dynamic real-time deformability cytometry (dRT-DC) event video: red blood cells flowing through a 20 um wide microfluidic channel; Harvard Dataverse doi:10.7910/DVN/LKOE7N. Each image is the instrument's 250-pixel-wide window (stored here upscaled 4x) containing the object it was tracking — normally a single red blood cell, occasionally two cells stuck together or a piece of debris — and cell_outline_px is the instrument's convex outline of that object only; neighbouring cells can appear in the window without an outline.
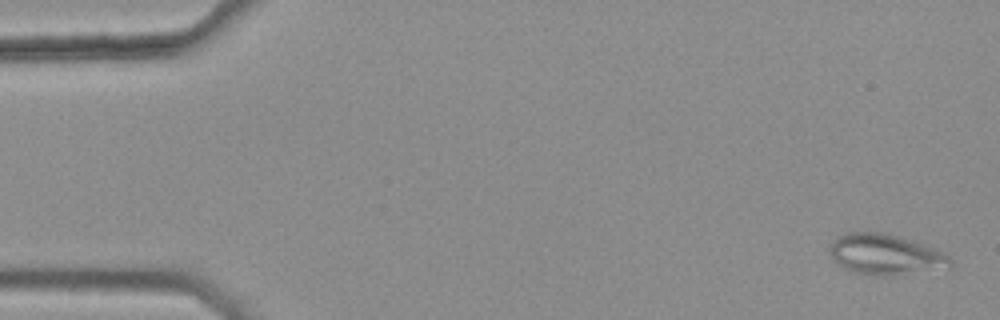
{"species": "common noctule bat (a hibernating species)", "species_latin": "Nyctalus noctula", "temperature_condition": "warm", "stored_images_in_passage": 45, "camera_frame_rate_fps": 3000, "um_per_image_px": 0.085, "animal": {"sex": "female", "body_mass_g": 25.1}, "frame": {"image": 1, "passage_image": 2, "time_ms": 0.333, "image_size_px": [1000, 320], "cell_outline_px": [[952, 268], [888, 276], [880, 276], [856, 272], [844, 268], [832, 256], [832, 244], [840, 236], [848, 232], [884, 232], [900, 236], [944, 252], [952, 260]], "centroid_in_image_um": [75.36, 21.64], "position_along_channel_um": 9.6, "area_um2": 28.21}}
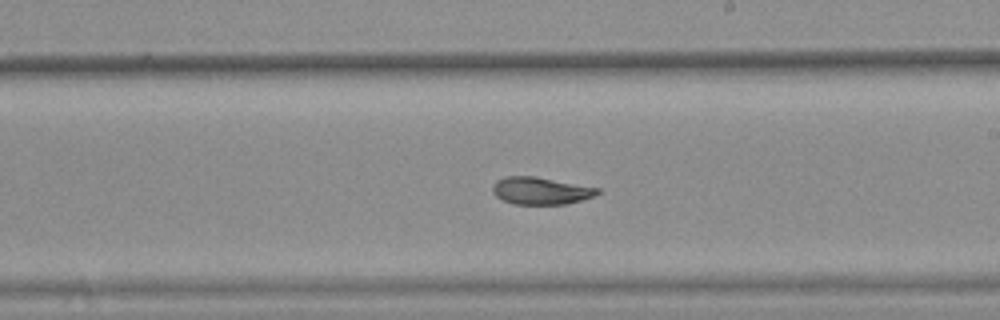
{"frame": {"image": 2, "passage_image": 31, "time_ms": 10.0, "image_size_px": [1000, 320], "cell_outline_px": [[600, 192], [596, 196], [564, 204], [512, 204], [496, 196], [492, 192], [492, 184], [496, 180], [504, 176], [536, 176], [600, 188]], "centroid_in_image_um": [45.95, 16.2], "position_along_channel_um": 243.1, "area_um2": 16.82}}
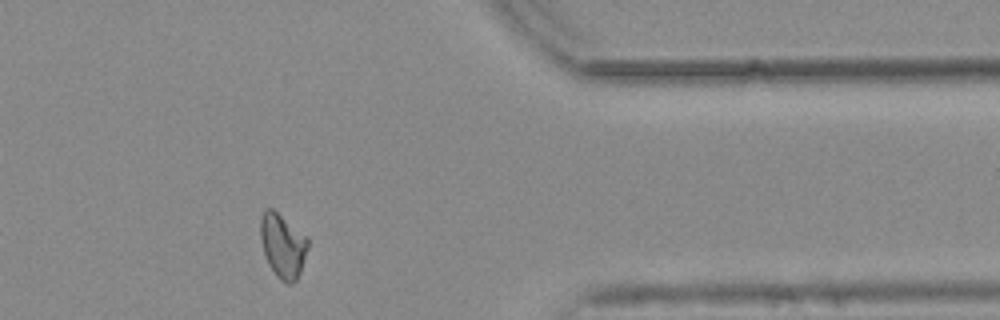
{"frame": {"image": 3, "passage_image": 44, "time_ms": 14.333, "image_size_px": [1000, 320], "cell_outline_px": [[308, 248], [300, 272], [296, 280], [292, 284], [288, 284], [280, 280], [276, 276], [268, 264], [264, 252], [260, 236], [260, 220], [264, 212], [268, 208], [272, 208], [308, 236]], "centroid_in_image_um": [24.05, 20.89], "position_along_channel_um": 387.4, "area_um2": 17.74}, "authors_computed_cell_mechanics": {"area_um2": 17.7446, "velocity_mm_per_s": 3.7617, "shape_relaxation_time_tau1_ms": null, "shape_relaxation_time_tau2_ms": 2.3079, "deformation_change_tau1": null, "deformation_change_tau2": 0.0599}}